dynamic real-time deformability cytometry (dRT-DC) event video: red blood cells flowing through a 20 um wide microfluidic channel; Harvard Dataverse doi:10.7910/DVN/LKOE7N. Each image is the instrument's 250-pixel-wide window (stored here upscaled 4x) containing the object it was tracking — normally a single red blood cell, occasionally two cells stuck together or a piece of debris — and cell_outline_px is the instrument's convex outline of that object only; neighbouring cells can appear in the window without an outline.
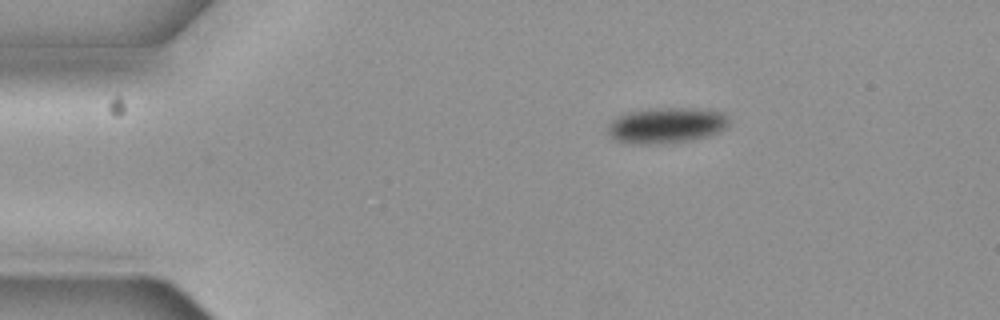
{"species": "common noctule bat (a hibernating species)", "species_latin": "Nyctalus noctula", "temperature_condition": "cold", "stored_images_in_passage": 3, "camera_frame_rate_fps": 3000, "um_per_image_px": 0.085, "animal": {"sex": "female", "body_mass_g": 19.3, "forearm_length_mm": 54.1}, "frame": {"image": 1, "passage_image": 1, "time_ms": 0.0, "image_size_px": [1000, 320], "cell_outline_px": [[728, 124], [724, 128], [716, 132], [704, 136], [684, 140], [648, 144], [624, 144], [612, 140], [608, 132], [608, 124], [612, 120], [620, 116], [632, 112], [648, 108], [696, 108], [724, 112], [728, 116]], "centroid_in_image_um": [56.58, 10.64], "position_along_channel_um": 28.4, "area_um2": 24.91}}